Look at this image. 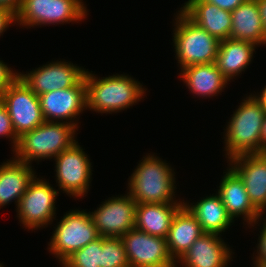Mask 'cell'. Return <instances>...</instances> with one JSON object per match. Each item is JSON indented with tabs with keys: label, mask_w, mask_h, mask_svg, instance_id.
<instances>
[{
	"label": "cell",
	"mask_w": 266,
	"mask_h": 267,
	"mask_svg": "<svg viewBox=\"0 0 266 267\" xmlns=\"http://www.w3.org/2000/svg\"><path fill=\"white\" fill-rule=\"evenodd\" d=\"M87 109L96 113H117L141 101L146 90L135 78L124 74L96 77L85 72Z\"/></svg>",
	"instance_id": "cell-1"
},
{
	"label": "cell",
	"mask_w": 266,
	"mask_h": 267,
	"mask_svg": "<svg viewBox=\"0 0 266 267\" xmlns=\"http://www.w3.org/2000/svg\"><path fill=\"white\" fill-rule=\"evenodd\" d=\"M265 114V107L255 94L242 99L224 130L227 160L239 155L262 153L261 132Z\"/></svg>",
	"instance_id": "cell-2"
},
{
	"label": "cell",
	"mask_w": 266,
	"mask_h": 267,
	"mask_svg": "<svg viewBox=\"0 0 266 267\" xmlns=\"http://www.w3.org/2000/svg\"><path fill=\"white\" fill-rule=\"evenodd\" d=\"M174 176L171 165L155 153H147L129 177L127 193L137 204L182 202L180 199L175 200L177 185Z\"/></svg>",
	"instance_id": "cell-3"
},
{
	"label": "cell",
	"mask_w": 266,
	"mask_h": 267,
	"mask_svg": "<svg viewBox=\"0 0 266 267\" xmlns=\"http://www.w3.org/2000/svg\"><path fill=\"white\" fill-rule=\"evenodd\" d=\"M76 130L78 128L69 123L44 121L19 137L14 158L29 165L36 160L54 159L76 142Z\"/></svg>",
	"instance_id": "cell-4"
},
{
	"label": "cell",
	"mask_w": 266,
	"mask_h": 267,
	"mask_svg": "<svg viewBox=\"0 0 266 267\" xmlns=\"http://www.w3.org/2000/svg\"><path fill=\"white\" fill-rule=\"evenodd\" d=\"M173 43L179 69L215 63L220 41L190 20L181 10L175 16Z\"/></svg>",
	"instance_id": "cell-5"
},
{
	"label": "cell",
	"mask_w": 266,
	"mask_h": 267,
	"mask_svg": "<svg viewBox=\"0 0 266 267\" xmlns=\"http://www.w3.org/2000/svg\"><path fill=\"white\" fill-rule=\"evenodd\" d=\"M54 228L47 249L61 264L75 251L100 237L91 214L85 210L66 212Z\"/></svg>",
	"instance_id": "cell-6"
},
{
	"label": "cell",
	"mask_w": 266,
	"mask_h": 267,
	"mask_svg": "<svg viewBox=\"0 0 266 267\" xmlns=\"http://www.w3.org/2000/svg\"><path fill=\"white\" fill-rule=\"evenodd\" d=\"M83 0H22L15 15L20 27L46 26L82 21L87 16Z\"/></svg>",
	"instance_id": "cell-7"
},
{
	"label": "cell",
	"mask_w": 266,
	"mask_h": 267,
	"mask_svg": "<svg viewBox=\"0 0 266 267\" xmlns=\"http://www.w3.org/2000/svg\"><path fill=\"white\" fill-rule=\"evenodd\" d=\"M59 191L49 182L37 178L29 183L16 207L19 222L28 230L45 228L56 218V198ZM55 216V217H54Z\"/></svg>",
	"instance_id": "cell-8"
},
{
	"label": "cell",
	"mask_w": 266,
	"mask_h": 267,
	"mask_svg": "<svg viewBox=\"0 0 266 267\" xmlns=\"http://www.w3.org/2000/svg\"><path fill=\"white\" fill-rule=\"evenodd\" d=\"M83 150L76 141L54 158L58 191L63 190V193L77 199L86 196L92 178L93 166Z\"/></svg>",
	"instance_id": "cell-9"
},
{
	"label": "cell",
	"mask_w": 266,
	"mask_h": 267,
	"mask_svg": "<svg viewBox=\"0 0 266 267\" xmlns=\"http://www.w3.org/2000/svg\"><path fill=\"white\" fill-rule=\"evenodd\" d=\"M0 100L7 108L13 129L18 137L45 121L39 96L20 77L3 92Z\"/></svg>",
	"instance_id": "cell-10"
},
{
	"label": "cell",
	"mask_w": 266,
	"mask_h": 267,
	"mask_svg": "<svg viewBox=\"0 0 266 267\" xmlns=\"http://www.w3.org/2000/svg\"><path fill=\"white\" fill-rule=\"evenodd\" d=\"M130 267H177L167 240L135 228L121 237Z\"/></svg>",
	"instance_id": "cell-11"
},
{
	"label": "cell",
	"mask_w": 266,
	"mask_h": 267,
	"mask_svg": "<svg viewBox=\"0 0 266 267\" xmlns=\"http://www.w3.org/2000/svg\"><path fill=\"white\" fill-rule=\"evenodd\" d=\"M29 72L26 74L19 72V77L39 96L50 91L76 86L84 78L86 69L71 62L57 60Z\"/></svg>",
	"instance_id": "cell-12"
},
{
	"label": "cell",
	"mask_w": 266,
	"mask_h": 267,
	"mask_svg": "<svg viewBox=\"0 0 266 267\" xmlns=\"http://www.w3.org/2000/svg\"><path fill=\"white\" fill-rule=\"evenodd\" d=\"M39 99L45 121L65 122L78 128L76 119L87 110L85 78L76 86L41 94Z\"/></svg>",
	"instance_id": "cell-13"
},
{
	"label": "cell",
	"mask_w": 266,
	"mask_h": 267,
	"mask_svg": "<svg viewBox=\"0 0 266 267\" xmlns=\"http://www.w3.org/2000/svg\"><path fill=\"white\" fill-rule=\"evenodd\" d=\"M136 201L129 194L105 200L97 210L89 212L102 237H122L134 228Z\"/></svg>",
	"instance_id": "cell-14"
},
{
	"label": "cell",
	"mask_w": 266,
	"mask_h": 267,
	"mask_svg": "<svg viewBox=\"0 0 266 267\" xmlns=\"http://www.w3.org/2000/svg\"><path fill=\"white\" fill-rule=\"evenodd\" d=\"M227 163L242 180L253 206L266 215V153L239 155Z\"/></svg>",
	"instance_id": "cell-15"
},
{
	"label": "cell",
	"mask_w": 266,
	"mask_h": 267,
	"mask_svg": "<svg viewBox=\"0 0 266 267\" xmlns=\"http://www.w3.org/2000/svg\"><path fill=\"white\" fill-rule=\"evenodd\" d=\"M224 173L217 193L221 197L226 211L233 220L243 216L247 226L254 227L263 215L251 203L239 176L230 167H227V171Z\"/></svg>",
	"instance_id": "cell-16"
},
{
	"label": "cell",
	"mask_w": 266,
	"mask_h": 267,
	"mask_svg": "<svg viewBox=\"0 0 266 267\" xmlns=\"http://www.w3.org/2000/svg\"><path fill=\"white\" fill-rule=\"evenodd\" d=\"M221 235L204 233L177 262L182 267H227L232 259V249Z\"/></svg>",
	"instance_id": "cell-17"
},
{
	"label": "cell",
	"mask_w": 266,
	"mask_h": 267,
	"mask_svg": "<svg viewBox=\"0 0 266 267\" xmlns=\"http://www.w3.org/2000/svg\"><path fill=\"white\" fill-rule=\"evenodd\" d=\"M180 10L219 41L230 38L231 12L205 0H188Z\"/></svg>",
	"instance_id": "cell-18"
},
{
	"label": "cell",
	"mask_w": 266,
	"mask_h": 267,
	"mask_svg": "<svg viewBox=\"0 0 266 267\" xmlns=\"http://www.w3.org/2000/svg\"><path fill=\"white\" fill-rule=\"evenodd\" d=\"M183 202L136 204L134 228L152 236L167 238L172 221Z\"/></svg>",
	"instance_id": "cell-19"
},
{
	"label": "cell",
	"mask_w": 266,
	"mask_h": 267,
	"mask_svg": "<svg viewBox=\"0 0 266 267\" xmlns=\"http://www.w3.org/2000/svg\"><path fill=\"white\" fill-rule=\"evenodd\" d=\"M12 158L0 165V209L13 201L18 206L29 183L36 176L32 165Z\"/></svg>",
	"instance_id": "cell-20"
},
{
	"label": "cell",
	"mask_w": 266,
	"mask_h": 267,
	"mask_svg": "<svg viewBox=\"0 0 266 267\" xmlns=\"http://www.w3.org/2000/svg\"><path fill=\"white\" fill-rule=\"evenodd\" d=\"M186 87L197 97L217 96L229 81L215 63L197 64L183 68L179 75Z\"/></svg>",
	"instance_id": "cell-21"
},
{
	"label": "cell",
	"mask_w": 266,
	"mask_h": 267,
	"mask_svg": "<svg viewBox=\"0 0 266 267\" xmlns=\"http://www.w3.org/2000/svg\"><path fill=\"white\" fill-rule=\"evenodd\" d=\"M204 232L194 215L183 205L176 213L169 229L167 246L173 260L177 263L191 245Z\"/></svg>",
	"instance_id": "cell-22"
},
{
	"label": "cell",
	"mask_w": 266,
	"mask_h": 267,
	"mask_svg": "<svg viewBox=\"0 0 266 267\" xmlns=\"http://www.w3.org/2000/svg\"><path fill=\"white\" fill-rule=\"evenodd\" d=\"M230 38L266 45V33L256 0H246L231 12Z\"/></svg>",
	"instance_id": "cell-23"
},
{
	"label": "cell",
	"mask_w": 266,
	"mask_h": 267,
	"mask_svg": "<svg viewBox=\"0 0 266 267\" xmlns=\"http://www.w3.org/2000/svg\"><path fill=\"white\" fill-rule=\"evenodd\" d=\"M255 47L252 42L231 38L220 41L215 64L229 82L251 64Z\"/></svg>",
	"instance_id": "cell-24"
},
{
	"label": "cell",
	"mask_w": 266,
	"mask_h": 267,
	"mask_svg": "<svg viewBox=\"0 0 266 267\" xmlns=\"http://www.w3.org/2000/svg\"><path fill=\"white\" fill-rule=\"evenodd\" d=\"M184 205L198 220L204 233L221 235L234 223L218 193L203 197L196 203L184 201Z\"/></svg>",
	"instance_id": "cell-25"
},
{
	"label": "cell",
	"mask_w": 266,
	"mask_h": 267,
	"mask_svg": "<svg viewBox=\"0 0 266 267\" xmlns=\"http://www.w3.org/2000/svg\"><path fill=\"white\" fill-rule=\"evenodd\" d=\"M102 236L75 251L62 267H102Z\"/></svg>",
	"instance_id": "cell-26"
},
{
	"label": "cell",
	"mask_w": 266,
	"mask_h": 267,
	"mask_svg": "<svg viewBox=\"0 0 266 267\" xmlns=\"http://www.w3.org/2000/svg\"><path fill=\"white\" fill-rule=\"evenodd\" d=\"M102 267H130L121 237H102Z\"/></svg>",
	"instance_id": "cell-27"
},
{
	"label": "cell",
	"mask_w": 266,
	"mask_h": 267,
	"mask_svg": "<svg viewBox=\"0 0 266 267\" xmlns=\"http://www.w3.org/2000/svg\"><path fill=\"white\" fill-rule=\"evenodd\" d=\"M0 137H6L11 140L12 151L15 150L19 137L16 135L6 106L0 100Z\"/></svg>",
	"instance_id": "cell-28"
},
{
	"label": "cell",
	"mask_w": 266,
	"mask_h": 267,
	"mask_svg": "<svg viewBox=\"0 0 266 267\" xmlns=\"http://www.w3.org/2000/svg\"><path fill=\"white\" fill-rule=\"evenodd\" d=\"M264 216H262L261 217V220L260 221H262V219H263V225H262V228H260L261 229V231H259L260 232V235H259V237H258V245H257V255H255V256H253V258L252 259H254L255 261V263H253L254 264V266L255 267H264V266H266V216L263 218Z\"/></svg>",
	"instance_id": "cell-29"
},
{
	"label": "cell",
	"mask_w": 266,
	"mask_h": 267,
	"mask_svg": "<svg viewBox=\"0 0 266 267\" xmlns=\"http://www.w3.org/2000/svg\"><path fill=\"white\" fill-rule=\"evenodd\" d=\"M19 77V72H14L3 60H0V97L3 92Z\"/></svg>",
	"instance_id": "cell-30"
},
{
	"label": "cell",
	"mask_w": 266,
	"mask_h": 267,
	"mask_svg": "<svg viewBox=\"0 0 266 267\" xmlns=\"http://www.w3.org/2000/svg\"><path fill=\"white\" fill-rule=\"evenodd\" d=\"M14 23H16L15 14L0 6V36Z\"/></svg>",
	"instance_id": "cell-31"
},
{
	"label": "cell",
	"mask_w": 266,
	"mask_h": 267,
	"mask_svg": "<svg viewBox=\"0 0 266 267\" xmlns=\"http://www.w3.org/2000/svg\"><path fill=\"white\" fill-rule=\"evenodd\" d=\"M205 1H208L216 5L222 10H227V11L232 12L246 0H205Z\"/></svg>",
	"instance_id": "cell-32"
},
{
	"label": "cell",
	"mask_w": 266,
	"mask_h": 267,
	"mask_svg": "<svg viewBox=\"0 0 266 267\" xmlns=\"http://www.w3.org/2000/svg\"><path fill=\"white\" fill-rule=\"evenodd\" d=\"M22 0H0V6L9 9L16 15L21 6Z\"/></svg>",
	"instance_id": "cell-33"
},
{
	"label": "cell",
	"mask_w": 266,
	"mask_h": 267,
	"mask_svg": "<svg viewBox=\"0 0 266 267\" xmlns=\"http://www.w3.org/2000/svg\"><path fill=\"white\" fill-rule=\"evenodd\" d=\"M259 9V14L266 33V0H256Z\"/></svg>",
	"instance_id": "cell-34"
},
{
	"label": "cell",
	"mask_w": 266,
	"mask_h": 267,
	"mask_svg": "<svg viewBox=\"0 0 266 267\" xmlns=\"http://www.w3.org/2000/svg\"><path fill=\"white\" fill-rule=\"evenodd\" d=\"M261 141H262V153H266V114L262 125Z\"/></svg>",
	"instance_id": "cell-35"
},
{
	"label": "cell",
	"mask_w": 266,
	"mask_h": 267,
	"mask_svg": "<svg viewBox=\"0 0 266 267\" xmlns=\"http://www.w3.org/2000/svg\"><path fill=\"white\" fill-rule=\"evenodd\" d=\"M261 91L262 92L259 95L255 94V96L261 101V103L263 104V106L265 107V110H266V85L264 86V88Z\"/></svg>",
	"instance_id": "cell-36"
}]
</instances>
